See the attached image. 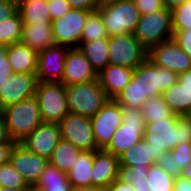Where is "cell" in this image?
<instances>
[{
	"instance_id": "1",
	"label": "cell",
	"mask_w": 191,
	"mask_h": 191,
	"mask_svg": "<svg viewBox=\"0 0 191 191\" xmlns=\"http://www.w3.org/2000/svg\"><path fill=\"white\" fill-rule=\"evenodd\" d=\"M143 139L151 146L157 161L178 144L191 142V120L188 116L173 113L170 117L146 123Z\"/></svg>"
},
{
	"instance_id": "2",
	"label": "cell",
	"mask_w": 191,
	"mask_h": 191,
	"mask_svg": "<svg viewBox=\"0 0 191 191\" xmlns=\"http://www.w3.org/2000/svg\"><path fill=\"white\" fill-rule=\"evenodd\" d=\"M2 117L10 139L16 143H20L43 122L35 96L4 107Z\"/></svg>"
},
{
	"instance_id": "3",
	"label": "cell",
	"mask_w": 191,
	"mask_h": 191,
	"mask_svg": "<svg viewBox=\"0 0 191 191\" xmlns=\"http://www.w3.org/2000/svg\"><path fill=\"white\" fill-rule=\"evenodd\" d=\"M70 113L91 118L109 100L99 79L65 86Z\"/></svg>"
},
{
	"instance_id": "4",
	"label": "cell",
	"mask_w": 191,
	"mask_h": 191,
	"mask_svg": "<svg viewBox=\"0 0 191 191\" xmlns=\"http://www.w3.org/2000/svg\"><path fill=\"white\" fill-rule=\"evenodd\" d=\"M172 10L164 6L161 10L141 15L133 34L149 51L163 41L172 39Z\"/></svg>"
},
{
	"instance_id": "5",
	"label": "cell",
	"mask_w": 191,
	"mask_h": 191,
	"mask_svg": "<svg viewBox=\"0 0 191 191\" xmlns=\"http://www.w3.org/2000/svg\"><path fill=\"white\" fill-rule=\"evenodd\" d=\"M122 116V124L105 148L117 157L143 139L146 124L141 108L122 107Z\"/></svg>"
},
{
	"instance_id": "6",
	"label": "cell",
	"mask_w": 191,
	"mask_h": 191,
	"mask_svg": "<svg viewBox=\"0 0 191 191\" xmlns=\"http://www.w3.org/2000/svg\"><path fill=\"white\" fill-rule=\"evenodd\" d=\"M136 84L138 91L146 98L159 96L172 85L178 82V75L173 71L155 65L146 58L138 65L131 79Z\"/></svg>"
},
{
	"instance_id": "7",
	"label": "cell",
	"mask_w": 191,
	"mask_h": 191,
	"mask_svg": "<svg viewBox=\"0 0 191 191\" xmlns=\"http://www.w3.org/2000/svg\"><path fill=\"white\" fill-rule=\"evenodd\" d=\"M110 36L133 33L141 17L133 0H124L97 9Z\"/></svg>"
},
{
	"instance_id": "8",
	"label": "cell",
	"mask_w": 191,
	"mask_h": 191,
	"mask_svg": "<svg viewBox=\"0 0 191 191\" xmlns=\"http://www.w3.org/2000/svg\"><path fill=\"white\" fill-rule=\"evenodd\" d=\"M35 97L43 122L59 123L68 113L65 85L61 82H40Z\"/></svg>"
},
{
	"instance_id": "9",
	"label": "cell",
	"mask_w": 191,
	"mask_h": 191,
	"mask_svg": "<svg viewBox=\"0 0 191 191\" xmlns=\"http://www.w3.org/2000/svg\"><path fill=\"white\" fill-rule=\"evenodd\" d=\"M109 64L135 69L148 55V51L133 33L110 36Z\"/></svg>"
},
{
	"instance_id": "10",
	"label": "cell",
	"mask_w": 191,
	"mask_h": 191,
	"mask_svg": "<svg viewBox=\"0 0 191 191\" xmlns=\"http://www.w3.org/2000/svg\"><path fill=\"white\" fill-rule=\"evenodd\" d=\"M91 11L71 9L51 23L55 44L78 48L88 14Z\"/></svg>"
},
{
	"instance_id": "11",
	"label": "cell",
	"mask_w": 191,
	"mask_h": 191,
	"mask_svg": "<svg viewBox=\"0 0 191 191\" xmlns=\"http://www.w3.org/2000/svg\"><path fill=\"white\" fill-rule=\"evenodd\" d=\"M122 107L115 99H109L91 117L92 130L98 149H105L115 131L122 124Z\"/></svg>"
},
{
	"instance_id": "12",
	"label": "cell",
	"mask_w": 191,
	"mask_h": 191,
	"mask_svg": "<svg viewBox=\"0 0 191 191\" xmlns=\"http://www.w3.org/2000/svg\"><path fill=\"white\" fill-rule=\"evenodd\" d=\"M58 124L61 138L71 142L81 151H96L98 149L91 118L69 112Z\"/></svg>"
},
{
	"instance_id": "13",
	"label": "cell",
	"mask_w": 191,
	"mask_h": 191,
	"mask_svg": "<svg viewBox=\"0 0 191 191\" xmlns=\"http://www.w3.org/2000/svg\"><path fill=\"white\" fill-rule=\"evenodd\" d=\"M147 58L155 65L173 71L177 75L191 68V58L173 38L152 47L148 51Z\"/></svg>"
},
{
	"instance_id": "14",
	"label": "cell",
	"mask_w": 191,
	"mask_h": 191,
	"mask_svg": "<svg viewBox=\"0 0 191 191\" xmlns=\"http://www.w3.org/2000/svg\"><path fill=\"white\" fill-rule=\"evenodd\" d=\"M9 161L32 189L38 183L40 175L49 163L48 159L29 151L21 143L14 144Z\"/></svg>"
},
{
	"instance_id": "15",
	"label": "cell",
	"mask_w": 191,
	"mask_h": 191,
	"mask_svg": "<svg viewBox=\"0 0 191 191\" xmlns=\"http://www.w3.org/2000/svg\"><path fill=\"white\" fill-rule=\"evenodd\" d=\"M37 84L36 74L13 72L0 86V106L4 108L35 96Z\"/></svg>"
},
{
	"instance_id": "16",
	"label": "cell",
	"mask_w": 191,
	"mask_h": 191,
	"mask_svg": "<svg viewBox=\"0 0 191 191\" xmlns=\"http://www.w3.org/2000/svg\"><path fill=\"white\" fill-rule=\"evenodd\" d=\"M68 50V46L55 44L39 52L36 73L38 83L62 80Z\"/></svg>"
},
{
	"instance_id": "17",
	"label": "cell",
	"mask_w": 191,
	"mask_h": 191,
	"mask_svg": "<svg viewBox=\"0 0 191 191\" xmlns=\"http://www.w3.org/2000/svg\"><path fill=\"white\" fill-rule=\"evenodd\" d=\"M61 139L58 123L42 122L20 143L29 151L49 160Z\"/></svg>"
},
{
	"instance_id": "18",
	"label": "cell",
	"mask_w": 191,
	"mask_h": 191,
	"mask_svg": "<svg viewBox=\"0 0 191 191\" xmlns=\"http://www.w3.org/2000/svg\"><path fill=\"white\" fill-rule=\"evenodd\" d=\"M97 78L98 74L85 55L78 48H69L65 60L64 75L60 82L69 86L89 82Z\"/></svg>"
},
{
	"instance_id": "19",
	"label": "cell",
	"mask_w": 191,
	"mask_h": 191,
	"mask_svg": "<svg viewBox=\"0 0 191 191\" xmlns=\"http://www.w3.org/2000/svg\"><path fill=\"white\" fill-rule=\"evenodd\" d=\"M119 157L105 149L94 151L92 164V185L107 189L117 179Z\"/></svg>"
},
{
	"instance_id": "20",
	"label": "cell",
	"mask_w": 191,
	"mask_h": 191,
	"mask_svg": "<svg viewBox=\"0 0 191 191\" xmlns=\"http://www.w3.org/2000/svg\"><path fill=\"white\" fill-rule=\"evenodd\" d=\"M134 69L109 64L99 74L100 85L109 99H115L130 83Z\"/></svg>"
},
{
	"instance_id": "21",
	"label": "cell",
	"mask_w": 191,
	"mask_h": 191,
	"mask_svg": "<svg viewBox=\"0 0 191 191\" xmlns=\"http://www.w3.org/2000/svg\"><path fill=\"white\" fill-rule=\"evenodd\" d=\"M39 53L28 45L17 42L7 47V57L15 73L36 74Z\"/></svg>"
},
{
	"instance_id": "22",
	"label": "cell",
	"mask_w": 191,
	"mask_h": 191,
	"mask_svg": "<svg viewBox=\"0 0 191 191\" xmlns=\"http://www.w3.org/2000/svg\"><path fill=\"white\" fill-rule=\"evenodd\" d=\"M21 42L38 53L54 46L51 24H23Z\"/></svg>"
},
{
	"instance_id": "23",
	"label": "cell",
	"mask_w": 191,
	"mask_h": 191,
	"mask_svg": "<svg viewBox=\"0 0 191 191\" xmlns=\"http://www.w3.org/2000/svg\"><path fill=\"white\" fill-rule=\"evenodd\" d=\"M18 12L23 24H51L47 0H19Z\"/></svg>"
},
{
	"instance_id": "24",
	"label": "cell",
	"mask_w": 191,
	"mask_h": 191,
	"mask_svg": "<svg viewBox=\"0 0 191 191\" xmlns=\"http://www.w3.org/2000/svg\"><path fill=\"white\" fill-rule=\"evenodd\" d=\"M78 49L85 55L97 74L109 65L108 38L80 43Z\"/></svg>"
},
{
	"instance_id": "25",
	"label": "cell",
	"mask_w": 191,
	"mask_h": 191,
	"mask_svg": "<svg viewBox=\"0 0 191 191\" xmlns=\"http://www.w3.org/2000/svg\"><path fill=\"white\" fill-rule=\"evenodd\" d=\"M94 151H81L73 167L67 173L72 188L92 185Z\"/></svg>"
},
{
	"instance_id": "26",
	"label": "cell",
	"mask_w": 191,
	"mask_h": 191,
	"mask_svg": "<svg viewBox=\"0 0 191 191\" xmlns=\"http://www.w3.org/2000/svg\"><path fill=\"white\" fill-rule=\"evenodd\" d=\"M164 102L174 114L187 116L191 112V89L176 82L162 93Z\"/></svg>"
},
{
	"instance_id": "27",
	"label": "cell",
	"mask_w": 191,
	"mask_h": 191,
	"mask_svg": "<svg viewBox=\"0 0 191 191\" xmlns=\"http://www.w3.org/2000/svg\"><path fill=\"white\" fill-rule=\"evenodd\" d=\"M33 191H72V185L67 174L49 162Z\"/></svg>"
},
{
	"instance_id": "28",
	"label": "cell",
	"mask_w": 191,
	"mask_h": 191,
	"mask_svg": "<svg viewBox=\"0 0 191 191\" xmlns=\"http://www.w3.org/2000/svg\"><path fill=\"white\" fill-rule=\"evenodd\" d=\"M155 163L151 146L144 139L119 156V165L143 168V166H151Z\"/></svg>"
},
{
	"instance_id": "29",
	"label": "cell",
	"mask_w": 191,
	"mask_h": 191,
	"mask_svg": "<svg viewBox=\"0 0 191 191\" xmlns=\"http://www.w3.org/2000/svg\"><path fill=\"white\" fill-rule=\"evenodd\" d=\"M80 152L81 150L71 142L61 139L55 147L49 162L67 174L73 167Z\"/></svg>"
},
{
	"instance_id": "30",
	"label": "cell",
	"mask_w": 191,
	"mask_h": 191,
	"mask_svg": "<svg viewBox=\"0 0 191 191\" xmlns=\"http://www.w3.org/2000/svg\"><path fill=\"white\" fill-rule=\"evenodd\" d=\"M23 21L17 11L11 18L0 22V43L6 46L21 42Z\"/></svg>"
},
{
	"instance_id": "31",
	"label": "cell",
	"mask_w": 191,
	"mask_h": 191,
	"mask_svg": "<svg viewBox=\"0 0 191 191\" xmlns=\"http://www.w3.org/2000/svg\"><path fill=\"white\" fill-rule=\"evenodd\" d=\"M109 38L105 29L102 16L98 10L91 11L86 19L85 26L81 35V43Z\"/></svg>"
},
{
	"instance_id": "32",
	"label": "cell",
	"mask_w": 191,
	"mask_h": 191,
	"mask_svg": "<svg viewBox=\"0 0 191 191\" xmlns=\"http://www.w3.org/2000/svg\"><path fill=\"white\" fill-rule=\"evenodd\" d=\"M145 123L170 117L173 112L164 102L163 96H152L147 98L141 108Z\"/></svg>"
},
{
	"instance_id": "33",
	"label": "cell",
	"mask_w": 191,
	"mask_h": 191,
	"mask_svg": "<svg viewBox=\"0 0 191 191\" xmlns=\"http://www.w3.org/2000/svg\"><path fill=\"white\" fill-rule=\"evenodd\" d=\"M175 178L156 163L149 167L146 176L150 191H173Z\"/></svg>"
},
{
	"instance_id": "34",
	"label": "cell",
	"mask_w": 191,
	"mask_h": 191,
	"mask_svg": "<svg viewBox=\"0 0 191 191\" xmlns=\"http://www.w3.org/2000/svg\"><path fill=\"white\" fill-rule=\"evenodd\" d=\"M0 187L31 188L10 161L0 166Z\"/></svg>"
},
{
	"instance_id": "35",
	"label": "cell",
	"mask_w": 191,
	"mask_h": 191,
	"mask_svg": "<svg viewBox=\"0 0 191 191\" xmlns=\"http://www.w3.org/2000/svg\"><path fill=\"white\" fill-rule=\"evenodd\" d=\"M172 10L173 31H185L191 29V0L174 7Z\"/></svg>"
},
{
	"instance_id": "36",
	"label": "cell",
	"mask_w": 191,
	"mask_h": 191,
	"mask_svg": "<svg viewBox=\"0 0 191 191\" xmlns=\"http://www.w3.org/2000/svg\"><path fill=\"white\" fill-rule=\"evenodd\" d=\"M115 100L121 105V107L132 106L142 108L147 98L140 94L136 84L131 80Z\"/></svg>"
},
{
	"instance_id": "37",
	"label": "cell",
	"mask_w": 191,
	"mask_h": 191,
	"mask_svg": "<svg viewBox=\"0 0 191 191\" xmlns=\"http://www.w3.org/2000/svg\"><path fill=\"white\" fill-rule=\"evenodd\" d=\"M150 166L135 168L133 166L119 165L117 179L123 183H133L135 180L146 178Z\"/></svg>"
},
{
	"instance_id": "38",
	"label": "cell",
	"mask_w": 191,
	"mask_h": 191,
	"mask_svg": "<svg viewBox=\"0 0 191 191\" xmlns=\"http://www.w3.org/2000/svg\"><path fill=\"white\" fill-rule=\"evenodd\" d=\"M170 153L174 158L175 168L183 170L191 163V142L178 144Z\"/></svg>"
},
{
	"instance_id": "39",
	"label": "cell",
	"mask_w": 191,
	"mask_h": 191,
	"mask_svg": "<svg viewBox=\"0 0 191 191\" xmlns=\"http://www.w3.org/2000/svg\"><path fill=\"white\" fill-rule=\"evenodd\" d=\"M52 21L62 17L71 10L67 0H47Z\"/></svg>"
},
{
	"instance_id": "40",
	"label": "cell",
	"mask_w": 191,
	"mask_h": 191,
	"mask_svg": "<svg viewBox=\"0 0 191 191\" xmlns=\"http://www.w3.org/2000/svg\"><path fill=\"white\" fill-rule=\"evenodd\" d=\"M141 15L161 10L165 5L163 0H133Z\"/></svg>"
},
{
	"instance_id": "41",
	"label": "cell",
	"mask_w": 191,
	"mask_h": 191,
	"mask_svg": "<svg viewBox=\"0 0 191 191\" xmlns=\"http://www.w3.org/2000/svg\"><path fill=\"white\" fill-rule=\"evenodd\" d=\"M156 164L164 169L168 174L175 177L181 175L182 170L180 168H175L174 158L170 152L164 153L157 161Z\"/></svg>"
},
{
	"instance_id": "42",
	"label": "cell",
	"mask_w": 191,
	"mask_h": 191,
	"mask_svg": "<svg viewBox=\"0 0 191 191\" xmlns=\"http://www.w3.org/2000/svg\"><path fill=\"white\" fill-rule=\"evenodd\" d=\"M173 39L180 48L191 58V29L185 31H173Z\"/></svg>"
},
{
	"instance_id": "43",
	"label": "cell",
	"mask_w": 191,
	"mask_h": 191,
	"mask_svg": "<svg viewBox=\"0 0 191 191\" xmlns=\"http://www.w3.org/2000/svg\"><path fill=\"white\" fill-rule=\"evenodd\" d=\"M18 11V2L14 0H0V22L11 18Z\"/></svg>"
},
{
	"instance_id": "44",
	"label": "cell",
	"mask_w": 191,
	"mask_h": 191,
	"mask_svg": "<svg viewBox=\"0 0 191 191\" xmlns=\"http://www.w3.org/2000/svg\"><path fill=\"white\" fill-rule=\"evenodd\" d=\"M71 9L95 11L99 7L98 0H67Z\"/></svg>"
},
{
	"instance_id": "45",
	"label": "cell",
	"mask_w": 191,
	"mask_h": 191,
	"mask_svg": "<svg viewBox=\"0 0 191 191\" xmlns=\"http://www.w3.org/2000/svg\"><path fill=\"white\" fill-rule=\"evenodd\" d=\"M16 142L10 140L8 143L0 145V166L9 162L11 150Z\"/></svg>"
},
{
	"instance_id": "46",
	"label": "cell",
	"mask_w": 191,
	"mask_h": 191,
	"mask_svg": "<svg viewBox=\"0 0 191 191\" xmlns=\"http://www.w3.org/2000/svg\"><path fill=\"white\" fill-rule=\"evenodd\" d=\"M173 191H191V180L179 175L175 178Z\"/></svg>"
},
{
	"instance_id": "47",
	"label": "cell",
	"mask_w": 191,
	"mask_h": 191,
	"mask_svg": "<svg viewBox=\"0 0 191 191\" xmlns=\"http://www.w3.org/2000/svg\"><path fill=\"white\" fill-rule=\"evenodd\" d=\"M107 191H135L130 183H123L116 179L108 187Z\"/></svg>"
},
{
	"instance_id": "48",
	"label": "cell",
	"mask_w": 191,
	"mask_h": 191,
	"mask_svg": "<svg viewBox=\"0 0 191 191\" xmlns=\"http://www.w3.org/2000/svg\"><path fill=\"white\" fill-rule=\"evenodd\" d=\"M12 73L13 71L9 62H0V86Z\"/></svg>"
},
{
	"instance_id": "49",
	"label": "cell",
	"mask_w": 191,
	"mask_h": 191,
	"mask_svg": "<svg viewBox=\"0 0 191 191\" xmlns=\"http://www.w3.org/2000/svg\"><path fill=\"white\" fill-rule=\"evenodd\" d=\"M10 140L4 118L0 115V145L8 143Z\"/></svg>"
},
{
	"instance_id": "50",
	"label": "cell",
	"mask_w": 191,
	"mask_h": 191,
	"mask_svg": "<svg viewBox=\"0 0 191 191\" xmlns=\"http://www.w3.org/2000/svg\"><path fill=\"white\" fill-rule=\"evenodd\" d=\"M178 81L182 86L191 89V68L178 75Z\"/></svg>"
},
{
	"instance_id": "51",
	"label": "cell",
	"mask_w": 191,
	"mask_h": 191,
	"mask_svg": "<svg viewBox=\"0 0 191 191\" xmlns=\"http://www.w3.org/2000/svg\"><path fill=\"white\" fill-rule=\"evenodd\" d=\"M135 191H150L149 184L146 178H141L139 180H135L131 183Z\"/></svg>"
},
{
	"instance_id": "52",
	"label": "cell",
	"mask_w": 191,
	"mask_h": 191,
	"mask_svg": "<svg viewBox=\"0 0 191 191\" xmlns=\"http://www.w3.org/2000/svg\"><path fill=\"white\" fill-rule=\"evenodd\" d=\"M72 191H107V189L94 185H89L72 188Z\"/></svg>"
},
{
	"instance_id": "53",
	"label": "cell",
	"mask_w": 191,
	"mask_h": 191,
	"mask_svg": "<svg viewBox=\"0 0 191 191\" xmlns=\"http://www.w3.org/2000/svg\"><path fill=\"white\" fill-rule=\"evenodd\" d=\"M186 1L188 0H163V3L167 8L173 9L174 7L181 5Z\"/></svg>"
},
{
	"instance_id": "54",
	"label": "cell",
	"mask_w": 191,
	"mask_h": 191,
	"mask_svg": "<svg viewBox=\"0 0 191 191\" xmlns=\"http://www.w3.org/2000/svg\"><path fill=\"white\" fill-rule=\"evenodd\" d=\"M7 47L0 43V62H9L7 57Z\"/></svg>"
},
{
	"instance_id": "55",
	"label": "cell",
	"mask_w": 191,
	"mask_h": 191,
	"mask_svg": "<svg viewBox=\"0 0 191 191\" xmlns=\"http://www.w3.org/2000/svg\"><path fill=\"white\" fill-rule=\"evenodd\" d=\"M181 176L191 180V163L182 170Z\"/></svg>"
},
{
	"instance_id": "56",
	"label": "cell",
	"mask_w": 191,
	"mask_h": 191,
	"mask_svg": "<svg viewBox=\"0 0 191 191\" xmlns=\"http://www.w3.org/2000/svg\"><path fill=\"white\" fill-rule=\"evenodd\" d=\"M32 188H5L0 187V191H32Z\"/></svg>"
},
{
	"instance_id": "57",
	"label": "cell",
	"mask_w": 191,
	"mask_h": 191,
	"mask_svg": "<svg viewBox=\"0 0 191 191\" xmlns=\"http://www.w3.org/2000/svg\"><path fill=\"white\" fill-rule=\"evenodd\" d=\"M124 0H98L99 6H107Z\"/></svg>"
},
{
	"instance_id": "58",
	"label": "cell",
	"mask_w": 191,
	"mask_h": 191,
	"mask_svg": "<svg viewBox=\"0 0 191 191\" xmlns=\"http://www.w3.org/2000/svg\"><path fill=\"white\" fill-rule=\"evenodd\" d=\"M2 109H3V108L0 106V115H2Z\"/></svg>"
},
{
	"instance_id": "59",
	"label": "cell",
	"mask_w": 191,
	"mask_h": 191,
	"mask_svg": "<svg viewBox=\"0 0 191 191\" xmlns=\"http://www.w3.org/2000/svg\"><path fill=\"white\" fill-rule=\"evenodd\" d=\"M189 118H190V120H191V112L187 115Z\"/></svg>"
}]
</instances>
